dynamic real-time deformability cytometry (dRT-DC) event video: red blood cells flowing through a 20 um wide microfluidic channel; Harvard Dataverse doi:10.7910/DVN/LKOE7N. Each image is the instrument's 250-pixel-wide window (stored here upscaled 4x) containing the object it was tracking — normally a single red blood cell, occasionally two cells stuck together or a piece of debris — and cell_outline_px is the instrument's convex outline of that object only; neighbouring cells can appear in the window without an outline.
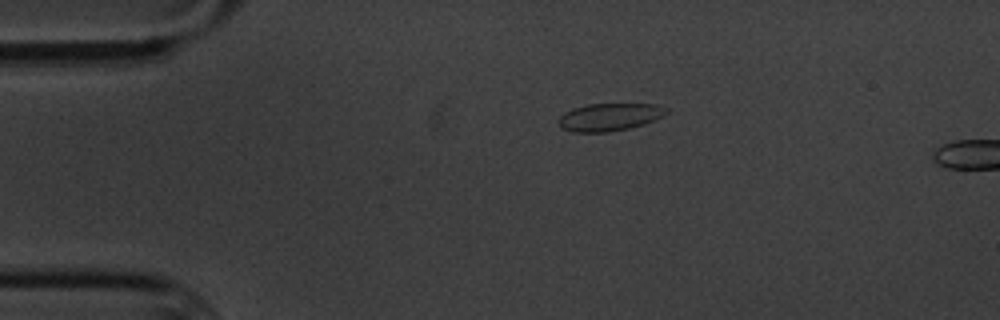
{"species": "common noctule bat (a hibernating species)", "species_latin": "Nyctalus noctula", "temperature_condition": "cold", "stored_images_in_passage": 6, "segment_of_instrument_passage": [2, 2], "camera_frame_rate_fps": 3000, "um_per_image_px": 0.085, "animal": {"sex": "male", "body_mass_g": 20.1, "forearm_length_mm": 53.5}, "frame": {"image": 1, "passage_image": 6, "time_ms": 6.667, "image_size_px": [1000, 320], "cell_outline_px": [[668, 112], [656, 120], [644, 124], [628, 128], [608, 132], [572, 132], [560, 128], [556, 120], [564, 112], [572, 108], [588, 104], [656, 104], [668, 108]], "centroid_in_image_um": [51.77, 9.95], "position_along_channel_um": 33.2, "area_um2": 17.57}}